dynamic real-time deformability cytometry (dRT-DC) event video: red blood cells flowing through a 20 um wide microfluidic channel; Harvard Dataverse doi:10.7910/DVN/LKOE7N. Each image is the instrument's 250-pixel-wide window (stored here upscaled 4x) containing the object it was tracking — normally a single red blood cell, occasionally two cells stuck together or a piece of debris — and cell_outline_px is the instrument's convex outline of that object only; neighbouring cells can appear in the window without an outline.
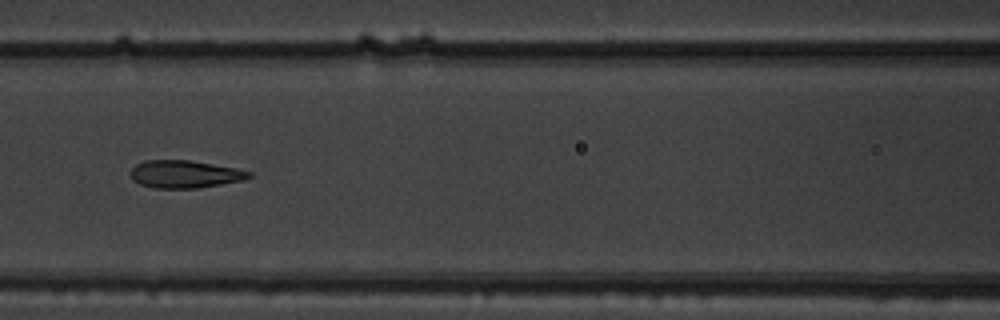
{"species": "common noctule bat (a hibernating species)", "species_latin": "Nyctalus noctula", "temperature_condition": "warm", "stored_images_in_passage": 8, "camera_frame_rate_fps": 3000, "um_per_image_px": 0.085, "animal": {"sex": "male", "body_mass_g": 19.5, "forearm_length_mm": 54.6}, "frame": {"image": 1, "passage_image": 6, "time_ms": 1.667, "image_size_px": [1000, 320], "cell_outline_px": [[252, 176], [244, 180], [200, 188], [152, 188], [140, 184], [132, 180], [132, 168], [136, 164], [144, 160], [188, 160], [236, 168], [252, 172]], "centroid_in_image_um": [15.72, 14.81], "position_along_channel_um": 150.9, "area_um2": 19.07}}
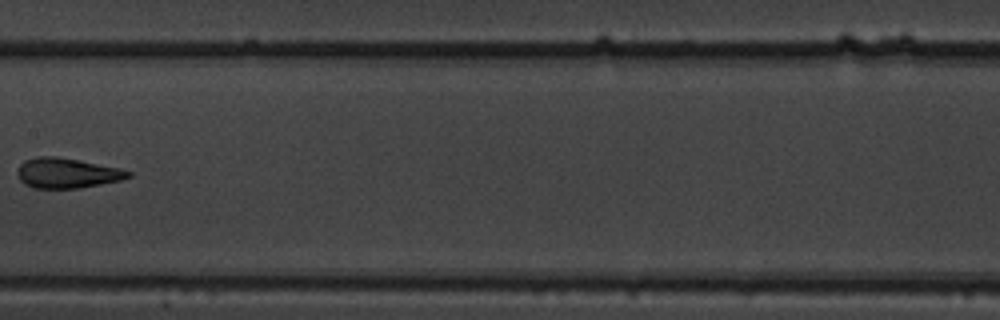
{"frame": {"image": 2, "passage_image": 7, "time_ms": 2.0, "image_size_px": [1000, 320], "cell_outline_px": [[132, 176], [120, 180], [80, 188], [32, 188], [24, 184], [20, 180], [16, 172], [20, 164], [24, 160], [36, 156], [56, 156], [120, 168], [132, 172]], "centroid_in_image_um": [5.66, 14.71], "position_along_channel_um": 201.7, "area_um2": 19.48}}
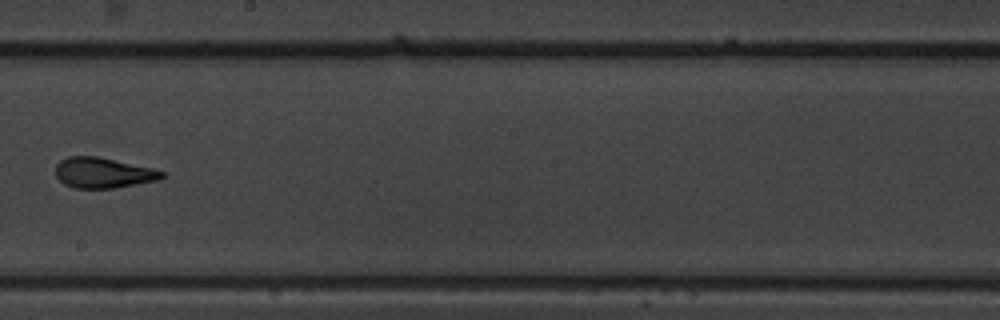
{"frame": {"image": 3, "passage_image": 8, "time_ms": 2.333, "image_size_px": [1000, 320], "cell_outline_px": [[164, 176], [160, 180], [116, 188], [76, 188], [64, 184], [56, 176], [56, 164], [60, 160], [68, 156], [96, 156], [152, 168], [164, 172]], "centroid_in_image_um": [8.76, 14.69], "position_along_channel_um": 239.4, "area_um2": 18.84}}